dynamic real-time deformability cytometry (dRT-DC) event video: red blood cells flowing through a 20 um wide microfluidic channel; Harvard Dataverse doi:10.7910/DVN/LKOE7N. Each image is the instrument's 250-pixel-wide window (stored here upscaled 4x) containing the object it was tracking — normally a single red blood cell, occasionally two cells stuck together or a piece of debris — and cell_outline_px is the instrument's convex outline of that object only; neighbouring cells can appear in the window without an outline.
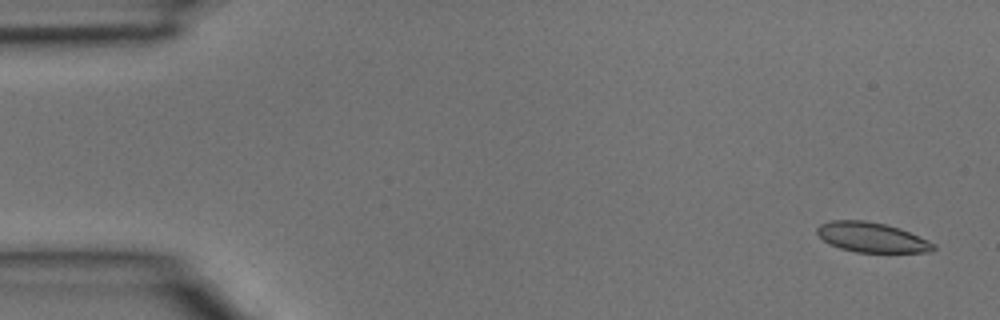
{"species": "common noctule bat (a hibernating species)", "species_latin": "Nyctalus noctula", "temperature_condition": "room temperature", "stored_images_in_passage": 5, "camera_frame_rate_fps": 3000, "um_per_image_px": 0.085, "animal": {"sex": "male", "body_mass_g": 15.6}, "frame": {"image": 1, "passage_image": 1, "time_ms": 0.0, "image_size_px": [1000, 320], "cell_outline_px": [[936, 248], [932, 252], [856, 252], [840, 248], [828, 244], [816, 232], [816, 228], [820, 224], [832, 220], [864, 220], [884, 224], [900, 228], [928, 240], [936, 244]], "centroid_in_image_um": [74.1, 20.17], "position_along_channel_um": 10.9, "area_um2": 20.29}}
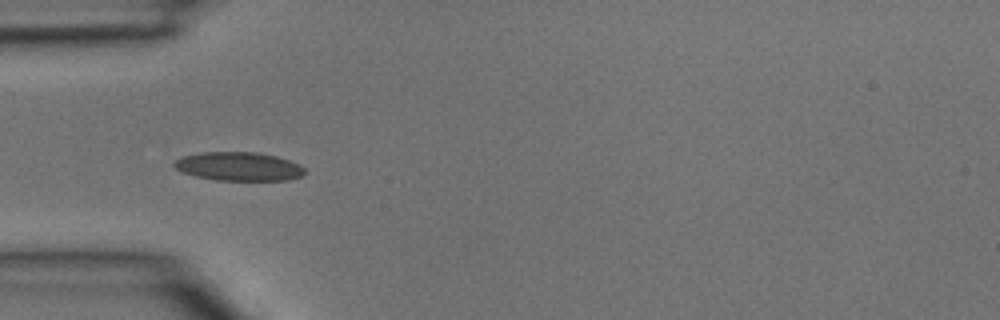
{"frame": {"image": 2, "passage_image": 4, "time_ms": 1.0, "image_size_px": [1000, 320], "cell_outline_px": [[308, 172], [304, 176], [288, 180], [216, 180], [196, 176], [184, 172], [176, 168], [172, 164], [176, 160], [184, 156], [200, 152], [256, 152], [276, 156], [300, 164]], "centroid_in_image_um": [20.35, 14.15], "position_along_channel_um": 64.6, "area_um2": 21.85}}
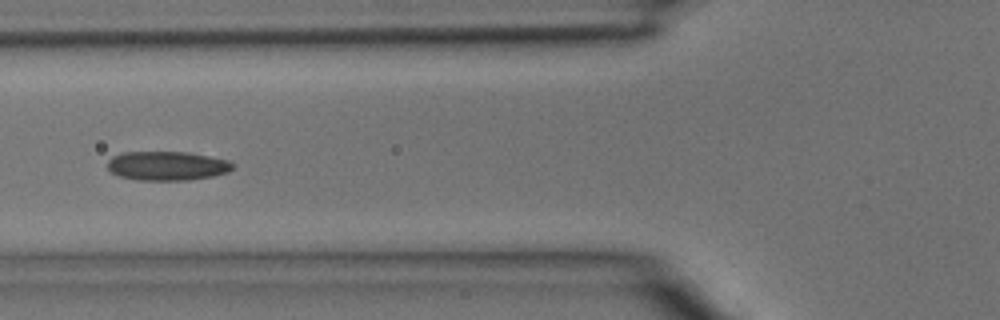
{"frame": {"image": 3, "passage_image": 5, "time_ms": 1.333, "image_size_px": [1000, 320], "cell_outline_px": [[236, 164], [228, 172], [212, 176], [188, 180], [136, 180], [120, 176], [108, 172], [108, 160], [112, 156], [124, 152], [188, 152], [228, 160]], "centroid_in_image_um": [14.18, 14.1], "position_along_channel_um": 111.6, "area_um2": 21.33}}